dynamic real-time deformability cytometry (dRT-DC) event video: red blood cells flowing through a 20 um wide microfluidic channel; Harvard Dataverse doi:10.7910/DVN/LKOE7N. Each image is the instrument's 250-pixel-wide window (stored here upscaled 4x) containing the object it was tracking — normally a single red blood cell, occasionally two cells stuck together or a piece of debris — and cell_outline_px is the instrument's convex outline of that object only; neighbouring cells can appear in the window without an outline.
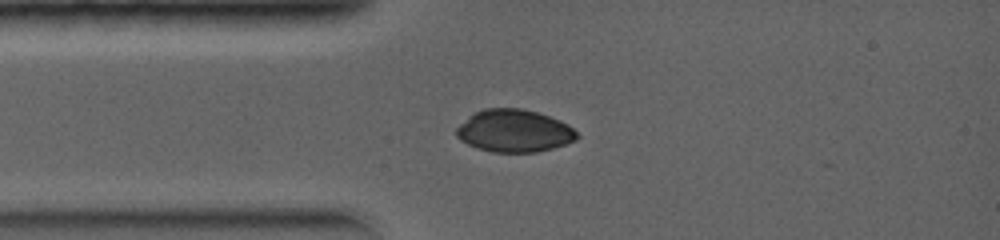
{"species": "common noctule bat (a hibernating species)", "species_latin": "Nyctalus noctula", "temperature_condition": "warm", "stored_images_in_passage": 2, "camera_frame_rate_fps": 5000, "um_per_image_px": 0.085, "animal": {"sex": "female", "body_mass_g": 19.0, "forearm_length_mm": 56.7}, "frame": {"image": 1, "passage_image": 2, "time_ms": 1.2, "image_size_px": [1000, 240], "cell_outline_px": [[580, 136], [576, 140], [552, 148], [536, 152], [492, 152], [476, 148], [460, 140], [456, 136], [456, 128], [460, 124], [476, 112], [484, 108], [520, 108], [536, 112], [560, 120], [568, 124]], "centroid_in_image_um": [43.7, 11.13], "position_along_channel_um": 41.3, "area_um2": 29.71}}